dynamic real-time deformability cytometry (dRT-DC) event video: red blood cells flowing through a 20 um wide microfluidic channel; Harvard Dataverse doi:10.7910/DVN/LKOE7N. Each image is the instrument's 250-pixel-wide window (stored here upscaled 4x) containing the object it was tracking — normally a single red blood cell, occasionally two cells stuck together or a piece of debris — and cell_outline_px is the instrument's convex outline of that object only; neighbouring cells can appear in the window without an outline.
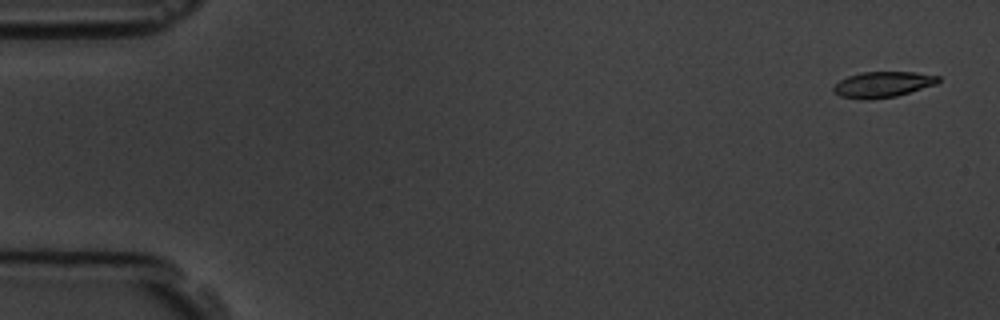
{"species": "common noctule bat (a hibernating species)", "species_latin": "Nyctalus noctula", "temperature_condition": "room temperature", "stored_images_in_passage": 4, "camera_frame_rate_fps": 3000, "um_per_image_px": 0.085, "animal": {"sex": "male", "body_mass_g": 19.5, "forearm_length_mm": 54.6}, "frame": {"image": 1, "passage_image": 1, "time_ms": 0.0, "image_size_px": [1000, 320], "cell_outline_px": [[940, 80], [936, 84], [896, 96], [864, 100], [840, 96], [832, 92], [832, 88], [840, 80], [848, 76], [860, 72], [916, 72], [940, 76]], "centroid_in_image_um": [75.01, 7.17], "position_along_channel_um": 10.0, "area_um2": 15.72}}